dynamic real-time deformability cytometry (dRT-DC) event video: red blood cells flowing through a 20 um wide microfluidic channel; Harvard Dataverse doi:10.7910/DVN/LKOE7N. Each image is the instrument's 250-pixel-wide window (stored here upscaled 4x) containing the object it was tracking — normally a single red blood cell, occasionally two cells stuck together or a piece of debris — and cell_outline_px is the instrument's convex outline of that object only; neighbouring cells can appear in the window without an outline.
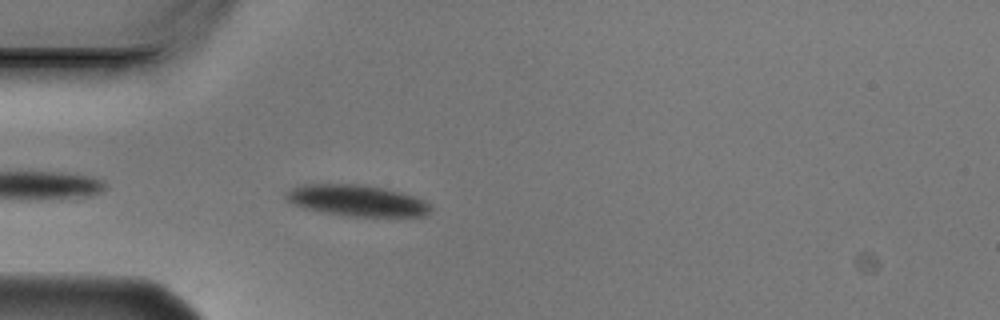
{"species": "Egyptian fruit bat (a non-hibernating species)", "species_latin": "Rousettus aegyptiacus", "temperature_condition": "cold", "stored_images_in_passage": 4, "camera_frame_rate_fps": 3000, "um_per_image_px": 0.085, "animal": {"sex": "male"}, "frame": {"image": 1, "passage_image": 4, "time_ms": 1.0, "image_size_px": [1000, 320], "cell_outline_px": [[432, 208], [424, 216], [348, 216], [324, 212], [304, 208], [292, 204], [288, 200], [288, 192], [292, 188], [300, 184], [360, 184], [384, 188], [412, 196], [424, 200]], "centroid_in_image_um": [30.33, 17.04], "position_along_channel_um": 54.7, "area_um2": 25.95}}